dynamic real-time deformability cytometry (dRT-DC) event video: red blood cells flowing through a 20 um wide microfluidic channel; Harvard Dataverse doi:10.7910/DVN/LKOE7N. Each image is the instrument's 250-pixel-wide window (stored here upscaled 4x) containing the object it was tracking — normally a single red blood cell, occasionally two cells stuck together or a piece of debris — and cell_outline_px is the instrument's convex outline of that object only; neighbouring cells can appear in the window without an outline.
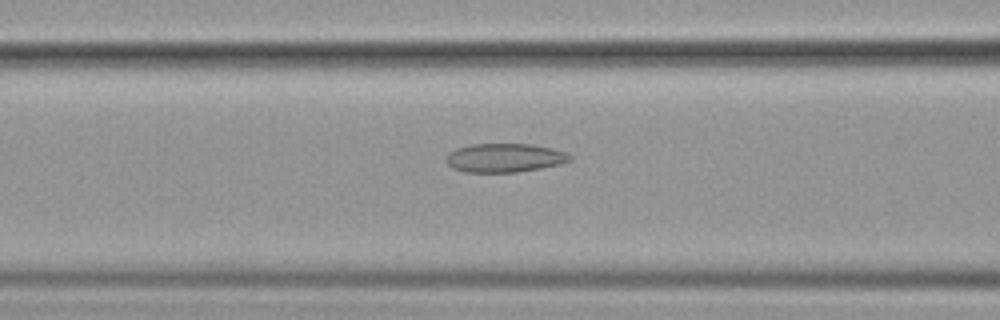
{"species": "common noctule bat (a hibernating species)", "species_latin": "Nyctalus noctula", "temperature_condition": "cold", "stored_images_in_passage": 15, "camera_frame_rate_fps": 3000, "um_per_image_px": 0.085, "animal": {"sex": "female", "body_mass_g": 19.9}, "frame": {"image": 1, "passage_image": 13, "time_ms": 4.0, "image_size_px": [1000, 320], "cell_outline_px": [[572, 160], [560, 164], [540, 168], [516, 172], [464, 172], [452, 168], [444, 160], [444, 156], [448, 152], [456, 148], [472, 144], [532, 144], [552, 148], [568, 152], [572, 156]], "centroid_in_image_um": [42.87, 13.41], "position_along_channel_um": 123.7, "area_um2": 21.04}}